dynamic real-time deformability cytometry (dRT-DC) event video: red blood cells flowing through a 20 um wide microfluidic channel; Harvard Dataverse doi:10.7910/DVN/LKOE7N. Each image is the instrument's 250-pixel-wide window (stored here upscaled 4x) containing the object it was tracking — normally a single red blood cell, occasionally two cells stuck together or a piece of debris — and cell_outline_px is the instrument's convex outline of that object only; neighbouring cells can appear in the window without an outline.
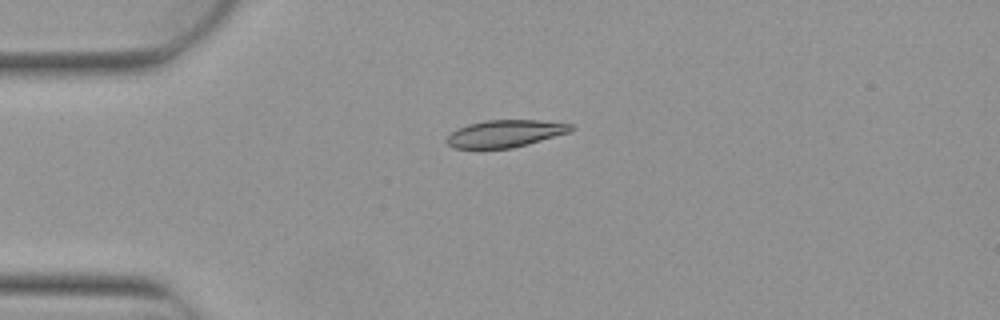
{"species": "Egyptian fruit bat (a non-hibernating species)", "species_latin": "Rousettus aegyptiacus", "temperature_condition": "warm", "stored_images_in_passage": 8, "camera_frame_rate_fps": 3000, "um_per_image_px": 0.085, "animal": {"sex": "female"}, "frame": {"image": 1, "passage_image": 4, "time_ms": 1.0, "image_size_px": [1000, 320], "cell_outline_px": [[572, 132], [528, 144], [512, 148], [452, 148], [444, 140], [452, 132], [468, 124], [484, 120], [540, 120], [572, 124]], "centroid_in_image_um": [42.96, 11.35], "position_along_channel_um": 42.0, "area_um2": 19.71}}
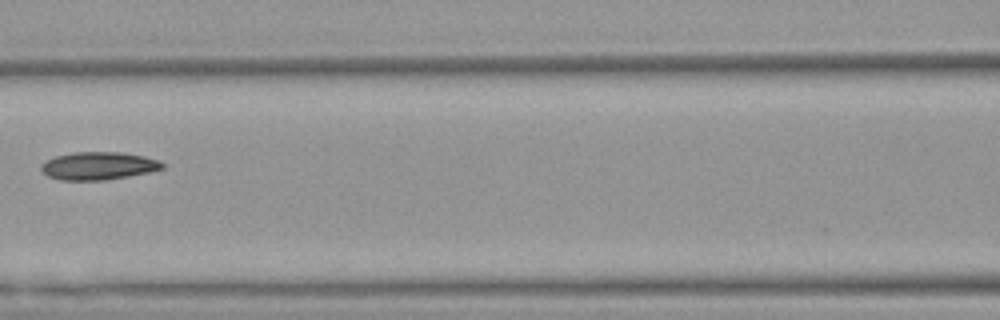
{"frame": {"image": 2, "passage_image": 7, "time_ms": 2.0, "image_size_px": [1000, 320], "cell_outline_px": [[164, 168], [148, 172], [128, 176], [104, 180], [60, 180], [48, 176], [40, 168], [40, 164], [56, 156], [72, 152], [120, 152], [144, 156], [160, 160], [164, 164]], "centroid_in_image_um": [8.37, 14.09], "position_along_channel_um": 158.2, "area_um2": 19.59}}
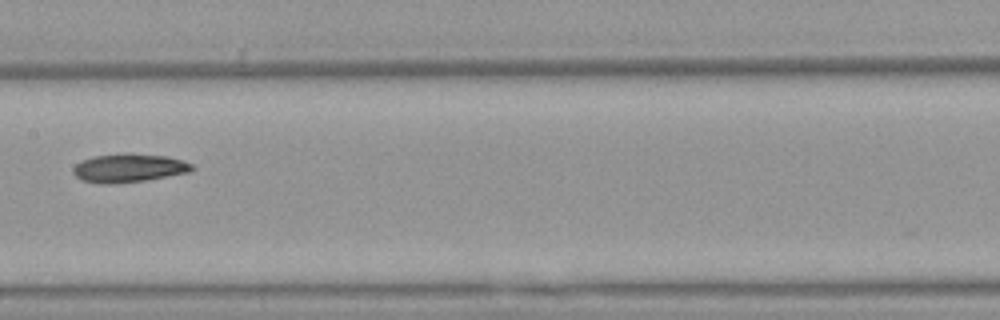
{"frame": {"image": 3, "passage_image": 8, "time_ms": 2.333, "image_size_px": [1000, 320], "cell_outline_px": [[196, 168], [192, 172], [148, 180], [108, 184], [100, 184], [80, 180], [72, 172], [72, 168], [76, 164], [92, 156], [124, 152], [164, 156], [184, 160], [192, 164]], "centroid_in_image_um": [10.97, 14.28], "position_along_channel_um": 196.4, "area_um2": 20.17}}